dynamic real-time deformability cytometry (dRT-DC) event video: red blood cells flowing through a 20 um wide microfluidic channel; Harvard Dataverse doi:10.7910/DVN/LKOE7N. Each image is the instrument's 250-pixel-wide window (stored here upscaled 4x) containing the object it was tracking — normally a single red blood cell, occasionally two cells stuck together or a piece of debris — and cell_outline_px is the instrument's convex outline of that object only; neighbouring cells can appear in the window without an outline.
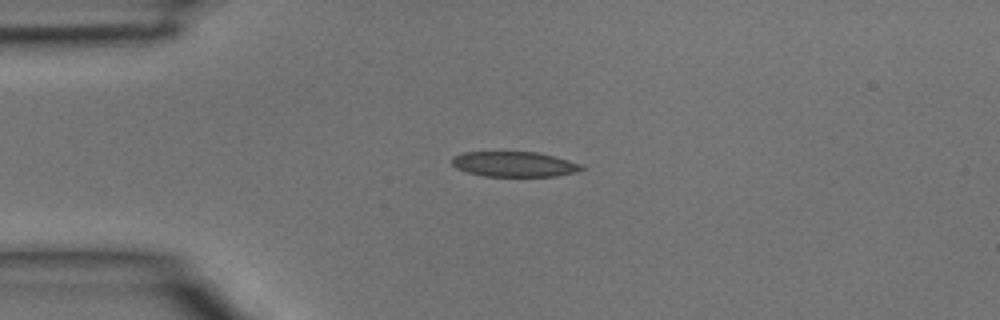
{"species": "common noctule bat (a hibernating species)", "species_latin": "Nyctalus noctula", "temperature_condition": "room temperature", "stored_images_in_passage": 2, "camera_frame_rate_fps": 3000, "um_per_image_px": 0.085, "animal": {"sex": "male", "body_mass_g": 15.6}, "frame": {"image": 1, "passage_image": 2, "time_ms": 0.333, "image_size_px": [1000, 320], "cell_outline_px": [[584, 168], [572, 172], [556, 176], [484, 176], [468, 172], [456, 168], [452, 164], [452, 156], [464, 152], [536, 152], [584, 164]], "centroid_in_image_um": [43.68, 13.95], "position_along_channel_um": 41.3, "area_um2": 18.84}}